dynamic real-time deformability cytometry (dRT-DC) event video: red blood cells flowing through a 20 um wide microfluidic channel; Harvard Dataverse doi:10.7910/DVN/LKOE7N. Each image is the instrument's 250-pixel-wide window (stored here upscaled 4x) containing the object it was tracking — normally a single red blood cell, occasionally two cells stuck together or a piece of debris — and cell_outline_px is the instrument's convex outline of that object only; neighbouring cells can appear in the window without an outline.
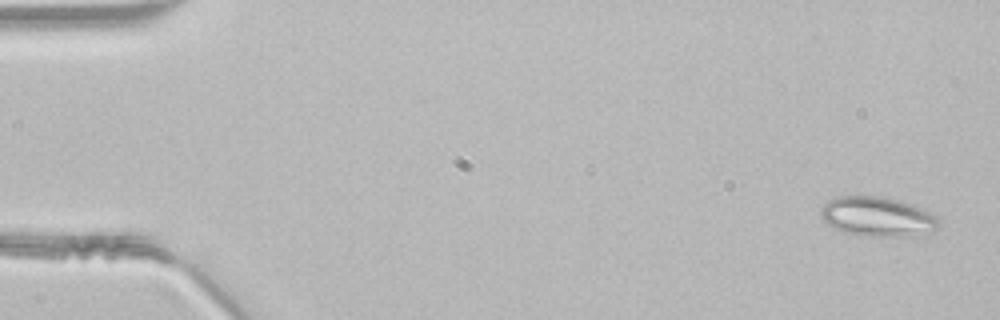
{"species": "common noctule bat (a hibernating species)", "species_latin": "Nyctalus noctula", "temperature_condition": "room temperature", "stored_images_in_passage": 14, "camera_frame_rate_fps": 3000, "um_per_image_px": 0.085, "animal": {"sex": "male", "body_mass_g": 21.5, "forearm_length_mm": 52.0}, "frame": {"image": 1, "passage_image": 1, "time_ms": 0.0, "image_size_px": [1000, 320], "cell_outline_px": [[940, 224], [932, 236], [872, 236], [844, 232], [828, 224], [820, 216], [820, 208], [828, 200], [836, 196], [884, 196], [912, 204], [936, 216], [940, 220]], "centroid_in_image_um": [74.65, 18.42], "position_along_channel_um": 10.4, "area_um2": 27.63}}